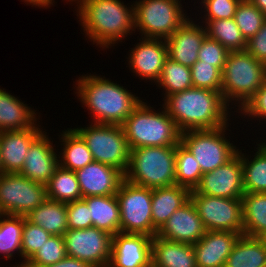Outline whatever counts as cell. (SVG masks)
<instances>
[{"mask_svg":"<svg viewBox=\"0 0 266 267\" xmlns=\"http://www.w3.org/2000/svg\"><path fill=\"white\" fill-rule=\"evenodd\" d=\"M100 267H112V266L109 265V264H106V265H103V266H100Z\"/></svg>","mask_w":266,"mask_h":267,"instance_id":"51","label":"cell"},{"mask_svg":"<svg viewBox=\"0 0 266 267\" xmlns=\"http://www.w3.org/2000/svg\"><path fill=\"white\" fill-rule=\"evenodd\" d=\"M229 123L217 129L189 130L181 133L180 143L195 157L202 174L214 171L232 159L238 147L225 135Z\"/></svg>","mask_w":266,"mask_h":267,"instance_id":"9","label":"cell"},{"mask_svg":"<svg viewBox=\"0 0 266 267\" xmlns=\"http://www.w3.org/2000/svg\"><path fill=\"white\" fill-rule=\"evenodd\" d=\"M26 219L51 235L63 236L68 230L66 203L49 198L26 215Z\"/></svg>","mask_w":266,"mask_h":267,"instance_id":"29","label":"cell"},{"mask_svg":"<svg viewBox=\"0 0 266 267\" xmlns=\"http://www.w3.org/2000/svg\"><path fill=\"white\" fill-rule=\"evenodd\" d=\"M65 1H68V2H70V3H71V2H72V3L74 2V4L76 3V4H77L76 6L78 7V6H80L85 0H65ZM78 4H79V5H78Z\"/></svg>","mask_w":266,"mask_h":267,"instance_id":"50","label":"cell"},{"mask_svg":"<svg viewBox=\"0 0 266 267\" xmlns=\"http://www.w3.org/2000/svg\"><path fill=\"white\" fill-rule=\"evenodd\" d=\"M67 256L63 236L51 235L23 267H44Z\"/></svg>","mask_w":266,"mask_h":267,"instance_id":"38","label":"cell"},{"mask_svg":"<svg viewBox=\"0 0 266 267\" xmlns=\"http://www.w3.org/2000/svg\"><path fill=\"white\" fill-rule=\"evenodd\" d=\"M190 199V190L177 184L152 189V221L158 231L171 214Z\"/></svg>","mask_w":266,"mask_h":267,"instance_id":"25","label":"cell"},{"mask_svg":"<svg viewBox=\"0 0 266 267\" xmlns=\"http://www.w3.org/2000/svg\"><path fill=\"white\" fill-rule=\"evenodd\" d=\"M129 149L156 146H177L181 132L164 107L155 110L144 99L121 125Z\"/></svg>","mask_w":266,"mask_h":267,"instance_id":"4","label":"cell"},{"mask_svg":"<svg viewBox=\"0 0 266 267\" xmlns=\"http://www.w3.org/2000/svg\"><path fill=\"white\" fill-rule=\"evenodd\" d=\"M195 191L212 197L241 199L245 193L241 156L237 153L214 171L203 173Z\"/></svg>","mask_w":266,"mask_h":267,"instance_id":"14","label":"cell"},{"mask_svg":"<svg viewBox=\"0 0 266 267\" xmlns=\"http://www.w3.org/2000/svg\"><path fill=\"white\" fill-rule=\"evenodd\" d=\"M241 200L243 235L259 237L266 231V193H244Z\"/></svg>","mask_w":266,"mask_h":267,"instance_id":"32","label":"cell"},{"mask_svg":"<svg viewBox=\"0 0 266 267\" xmlns=\"http://www.w3.org/2000/svg\"><path fill=\"white\" fill-rule=\"evenodd\" d=\"M163 100L161 106L181 133L220 128L229 123L232 114V108L225 103L221 92L209 89L191 87Z\"/></svg>","mask_w":266,"mask_h":267,"instance_id":"1","label":"cell"},{"mask_svg":"<svg viewBox=\"0 0 266 267\" xmlns=\"http://www.w3.org/2000/svg\"><path fill=\"white\" fill-rule=\"evenodd\" d=\"M75 82V94L82 106L89 110L90 123L122 125L142 101L121 84L96 73L84 74Z\"/></svg>","mask_w":266,"mask_h":267,"instance_id":"2","label":"cell"},{"mask_svg":"<svg viewBox=\"0 0 266 267\" xmlns=\"http://www.w3.org/2000/svg\"><path fill=\"white\" fill-rule=\"evenodd\" d=\"M221 76L223 100L230 108L237 104V113L266 82V65L246 50L229 51Z\"/></svg>","mask_w":266,"mask_h":267,"instance_id":"5","label":"cell"},{"mask_svg":"<svg viewBox=\"0 0 266 267\" xmlns=\"http://www.w3.org/2000/svg\"><path fill=\"white\" fill-rule=\"evenodd\" d=\"M197 22L188 18L166 39L168 58L189 68L198 60L199 49L207 36L205 26Z\"/></svg>","mask_w":266,"mask_h":267,"instance_id":"19","label":"cell"},{"mask_svg":"<svg viewBox=\"0 0 266 267\" xmlns=\"http://www.w3.org/2000/svg\"><path fill=\"white\" fill-rule=\"evenodd\" d=\"M23 227L24 216L0 214V257L3 255L4 260H12L16 255L22 258L21 262L12 267H23Z\"/></svg>","mask_w":266,"mask_h":267,"instance_id":"31","label":"cell"},{"mask_svg":"<svg viewBox=\"0 0 266 267\" xmlns=\"http://www.w3.org/2000/svg\"><path fill=\"white\" fill-rule=\"evenodd\" d=\"M24 103L4 88H0V132L25 130L37 124L39 113Z\"/></svg>","mask_w":266,"mask_h":267,"instance_id":"24","label":"cell"},{"mask_svg":"<svg viewBox=\"0 0 266 267\" xmlns=\"http://www.w3.org/2000/svg\"><path fill=\"white\" fill-rule=\"evenodd\" d=\"M116 197L120 208V232L145 234L153 238L157 230L152 221V189L124 179Z\"/></svg>","mask_w":266,"mask_h":267,"instance_id":"10","label":"cell"},{"mask_svg":"<svg viewBox=\"0 0 266 267\" xmlns=\"http://www.w3.org/2000/svg\"><path fill=\"white\" fill-rule=\"evenodd\" d=\"M46 199V185L20 173H0V214L26 216Z\"/></svg>","mask_w":266,"mask_h":267,"instance_id":"11","label":"cell"},{"mask_svg":"<svg viewBox=\"0 0 266 267\" xmlns=\"http://www.w3.org/2000/svg\"><path fill=\"white\" fill-rule=\"evenodd\" d=\"M64 130L58 135L60 143L62 142L60 144L62 149L58 153L59 166L76 172L93 162L94 159L87 143L74 128Z\"/></svg>","mask_w":266,"mask_h":267,"instance_id":"26","label":"cell"},{"mask_svg":"<svg viewBox=\"0 0 266 267\" xmlns=\"http://www.w3.org/2000/svg\"><path fill=\"white\" fill-rule=\"evenodd\" d=\"M242 36L248 41L262 27L266 16L249 0H241L234 15Z\"/></svg>","mask_w":266,"mask_h":267,"instance_id":"37","label":"cell"},{"mask_svg":"<svg viewBox=\"0 0 266 267\" xmlns=\"http://www.w3.org/2000/svg\"><path fill=\"white\" fill-rule=\"evenodd\" d=\"M151 267H197L194 247L155 235L152 238Z\"/></svg>","mask_w":266,"mask_h":267,"instance_id":"23","label":"cell"},{"mask_svg":"<svg viewBox=\"0 0 266 267\" xmlns=\"http://www.w3.org/2000/svg\"><path fill=\"white\" fill-rule=\"evenodd\" d=\"M155 84L159 89L162 88L163 93L165 92L163 94L164 98L168 95L187 90L193 87L191 69L167 58L159 80Z\"/></svg>","mask_w":266,"mask_h":267,"instance_id":"35","label":"cell"},{"mask_svg":"<svg viewBox=\"0 0 266 267\" xmlns=\"http://www.w3.org/2000/svg\"><path fill=\"white\" fill-rule=\"evenodd\" d=\"M199 23L205 24L207 36L218 41L228 51L246 50L247 41L242 36L234 18L205 21L202 19Z\"/></svg>","mask_w":266,"mask_h":267,"instance_id":"33","label":"cell"},{"mask_svg":"<svg viewBox=\"0 0 266 267\" xmlns=\"http://www.w3.org/2000/svg\"><path fill=\"white\" fill-rule=\"evenodd\" d=\"M68 229H86L92 227L88 204L83 200L66 203Z\"/></svg>","mask_w":266,"mask_h":267,"instance_id":"43","label":"cell"},{"mask_svg":"<svg viewBox=\"0 0 266 267\" xmlns=\"http://www.w3.org/2000/svg\"><path fill=\"white\" fill-rule=\"evenodd\" d=\"M240 236V233L231 231H207L193 245L197 267H224Z\"/></svg>","mask_w":266,"mask_h":267,"instance_id":"22","label":"cell"},{"mask_svg":"<svg viewBox=\"0 0 266 267\" xmlns=\"http://www.w3.org/2000/svg\"><path fill=\"white\" fill-rule=\"evenodd\" d=\"M125 179L151 189L176 184V146L130 150V164Z\"/></svg>","mask_w":266,"mask_h":267,"instance_id":"6","label":"cell"},{"mask_svg":"<svg viewBox=\"0 0 266 267\" xmlns=\"http://www.w3.org/2000/svg\"><path fill=\"white\" fill-rule=\"evenodd\" d=\"M53 145L44 131L29 147L19 173L33 182L47 185L59 167L58 150Z\"/></svg>","mask_w":266,"mask_h":267,"instance_id":"18","label":"cell"},{"mask_svg":"<svg viewBox=\"0 0 266 267\" xmlns=\"http://www.w3.org/2000/svg\"><path fill=\"white\" fill-rule=\"evenodd\" d=\"M256 145L253 159L251 154L249 157V154L242 153L241 149L237 152L242 161L245 193H266V140H260Z\"/></svg>","mask_w":266,"mask_h":267,"instance_id":"28","label":"cell"},{"mask_svg":"<svg viewBox=\"0 0 266 267\" xmlns=\"http://www.w3.org/2000/svg\"><path fill=\"white\" fill-rule=\"evenodd\" d=\"M82 199L88 204L92 227L111 235L120 232V208L116 195L89 196Z\"/></svg>","mask_w":266,"mask_h":267,"instance_id":"27","label":"cell"},{"mask_svg":"<svg viewBox=\"0 0 266 267\" xmlns=\"http://www.w3.org/2000/svg\"><path fill=\"white\" fill-rule=\"evenodd\" d=\"M112 236L96 227L68 229L63 235L66 254L85 261L92 267L109 264Z\"/></svg>","mask_w":266,"mask_h":267,"instance_id":"13","label":"cell"},{"mask_svg":"<svg viewBox=\"0 0 266 267\" xmlns=\"http://www.w3.org/2000/svg\"><path fill=\"white\" fill-rule=\"evenodd\" d=\"M40 126L0 132L1 173L21 171L29 147L44 132Z\"/></svg>","mask_w":266,"mask_h":267,"instance_id":"21","label":"cell"},{"mask_svg":"<svg viewBox=\"0 0 266 267\" xmlns=\"http://www.w3.org/2000/svg\"><path fill=\"white\" fill-rule=\"evenodd\" d=\"M87 143L94 161L112 166L126 174L130 149L121 125L95 124L74 128Z\"/></svg>","mask_w":266,"mask_h":267,"instance_id":"8","label":"cell"},{"mask_svg":"<svg viewBox=\"0 0 266 267\" xmlns=\"http://www.w3.org/2000/svg\"><path fill=\"white\" fill-rule=\"evenodd\" d=\"M241 0H201V12H204V20H218L234 18L236 9ZM202 8L204 9L202 11Z\"/></svg>","mask_w":266,"mask_h":267,"instance_id":"41","label":"cell"},{"mask_svg":"<svg viewBox=\"0 0 266 267\" xmlns=\"http://www.w3.org/2000/svg\"><path fill=\"white\" fill-rule=\"evenodd\" d=\"M266 247V231L258 237Z\"/></svg>","mask_w":266,"mask_h":267,"instance_id":"49","label":"cell"},{"mask_svg":"<svg viewBox=\"0 0 266 267\" xmlns=\"http://www.w3.org/2000/svg\"><path fill=\"white\" fill-rule=\"evenodd\" d=\"M82 198L116 195L125 175L115 167L93 161L77 170Z\"/></svg>","mask_w":266,"mask_h":267,"instance_id":"20","label":"cell"},{"mask_svg":"<svg viewBox=\"0 0 266 267\" xmlns=\"http://www.w3.org/2000/svg\"><path fill=\"white\" fill-rule=\"evenodd\" d=\"M44 267H92V266L85 261H81L71 256H66L61 261Z\"/></svg>","mask_w":266,"mask_h":267,"instance_id":"46","label":"cell"},{"mask_svg":"<svg viewBox=\"0 0 266 267\" xmlns=\"http://www.w3.org/2000/svg\"><path fill=\"white\" fill-rule=\"evenodd\" d=\"M152 237L118 232L112 236L109 265L112 267H151Z\"/></svg>","mask_w":266,"mask_h":267,"instance_id":"16","label":"cell"},{"mask_svg":"<svg viewBox=\"0 0 266 267\" xmlns=\"http://www.w3.org/2000/svg\"><path fill=\"white\" fill-rule=\"evenodd\" d=\"M228 53L229 51L218 41L206 36L199 49L198 60L204 61V63L207 64H212L222 72Z\"/></svg>","mask_w":266,"mask_h":267,"instance_id":"42","label":"cell"},{"mask_svg":"<svg viewBox=\"0 0 266 267\" xmlns=\"http://www.w3.org/2000/svg\"><path fill=\"white\" fill-rule=\"evenodd\" d=\"M202 171L195 157L181 144L176 146V184L190 191L200 184Z\"/></svg>","mask_w":266,"mask_h":267,"instance_id":"36","label":"cell"},{"mask_svg":"<svg viewBox=\"0 0 266 267\" xmlns=\"http://www.w3.org/2000/svg\"><path fill=\"white\" fill-rule=\"evenodd\" d=\"M224 267H266V247L258 237L241 235Z\"/></svg>","mask_w":266,"mask_h":267,"instance_id":"30","label":"cell"},{"mask_svg":"<svg viewBox=\"0 0 266 267\" xmlns=\"http://www.w3.org/2000/svg\"><path fill=\"white\" fill-rule=\"evenodd\" d=\"M246 51L266 65V20L260 30L247 41Z\"/></svg>","mask_w":266,"mask_h":267,"instance_id":"45","label":"cell"},{"mask_svg":"<svg viewBox=\"0 0 266 267\" xmlns=\"http://www.w3.org/2000/svg\"><path fill=\"white\" fill-rule=\"evenodd\" d=\"M182 0H136L134 3V33L140 37L166 40L188 18ZM137 29V31H136Z\"/></svg>","mask_w":266,"mask_h":267,"instance_id":"7","label":"cell"},{"mask_svg":"<svg viewBox=\"0 0 266 267\" xmlns=\"http://www.w3.org/2000/svg\"><path fill=\"white\" fill-rule=\"evenodd\" d=\"M190 69L193 87L221 92L222 72L217 67L197 60Z\"/></svg>","mask_w":266,"mask_h":267,"instance_id":"39","label":"cell"},{"mask_svg":"<svg viewBox=\"0 0 266 267\" xmlns=\"http://www.w3.org/2000/svg\"><path fill=\"white\" fill-rule=\"evenodd\" d=\"M46 191L47 198L58 202L69 203L82 199L76 173L60 166L46 185Z\"/></svg>","mask_w":266,"mask_h":267,"instance_id":"34","label":"cell"},{"mask_svg":"<svg viewBox=\"0 0 266 267\" xmlns=\"http://www.w3.org/2000/svg\"><path fill=\"white\" fill-rule=\"evenodd\" d=\"M77 8L85 38L102 49H114L135 31L134 4L127 7L121 0H85Z\"/></svg>","mask_w":266,"mask_h":267,"instance_id":"3","label":"cell"},{"mask_svg":"<svg viewBox=\"0 0 266 267\" xmlns=\"http://www.w3.org/2000/svg\"><path fill=\"white\" fill-rule=\"evenodd\" d=\"M207 230L198 215L195 205L189 199L157 231L156 236L180 243H197Z\"/></svg>","mask_w":266,"mask_h":267,"instance_id":"17","label":"cell"},{"mask_svg":"<svg viewBox=\"0 0 266 267\" xmlns=\"http://www.w3.org/2000/svg\"><path fill=\"white\" fill-rule=\"evenodd\" d=\"M51 236L42 227L32 224L24 216V227L22 234L23 266L34 255V253Z\"/></svg>","mask_w":266,"mask_h":267,"instance_id":"40","label":"cell"},{"mask_svg":"<svg viewBox=\"0 0 266 267\" xmlns=\"http://www.w3.org/2000/svg\"><path fill=\"white\" fill-rule=\"evenodd\" d=\"M0 173H1V154H0Z\"/></svg>","mask_w":266,"mask_h":267,"instance_id":"52","label":"cell"},{"mask_svg":"<svg viewBox=\"0 0 266 267\" xmlns=\"http://www.w3.org/2000/svg\"><path fill=\"white\" fill-rule=\"evenodd\" d=\"M190 199L207 231H231L243 235L242 200L212 197L190 191Z\"/></svg>","mask_w":266,"mask_h":267,"instance_id":"12","label":"cell"},{"mask_svg":"<svg viewBox=\"0 0 266 267\" xmlns=\"http://www.w3.org/2000/svg\"><path fill=\"white\" fill-rule=\"evenodd\" d=\"M139 41L129 50L127 65L141 80L156 83L168 58L166 40L141 37Z\"/></svg>","mask_w":266,"mask_h":267,"instance_id":"15","label":"cell"},{"mask_svg":"<svg viewBox=\"0 0 266 267\" xmlns=\"http://www.w3.org/2000/svg\"><path fill=\"white\" fill-rule=\"evenodd\" d=\"M239 116L243 115L245 118L250 120L264 119L266 121V82L256 91V93L245 103V105L237 111Z\"/></svg>","mask_w":266,"mask_h":267,"instance_id":"44","label":"cell"},{"mask_svg":"<svg viewBox=\"0 0 266 267\" xmlns=\"http://www.w3.org/2000/svg\"><path fill=\"white\" fill-rule=\"evenodd\" d=\"M25 2L27 5L37 6L38 8H50L51 5L53 6V3L55 4V0H21Z\"/></svg>","mask_w":266,"mask_h":267,"instance_id":"47","label":"cell"},{"mask_svg":"<svg viewBox=\"0 0 266 267\" xmlns=\"http://www.w3.org/2000/svg\"><path fill=\"white\" fill-rule=\"evenodd\" d=\"M266 16V0H249Z\"/></svg>","mask_w":266,"mask_h":267,"instance_id":"48","label":"cell"}]
</instances>
